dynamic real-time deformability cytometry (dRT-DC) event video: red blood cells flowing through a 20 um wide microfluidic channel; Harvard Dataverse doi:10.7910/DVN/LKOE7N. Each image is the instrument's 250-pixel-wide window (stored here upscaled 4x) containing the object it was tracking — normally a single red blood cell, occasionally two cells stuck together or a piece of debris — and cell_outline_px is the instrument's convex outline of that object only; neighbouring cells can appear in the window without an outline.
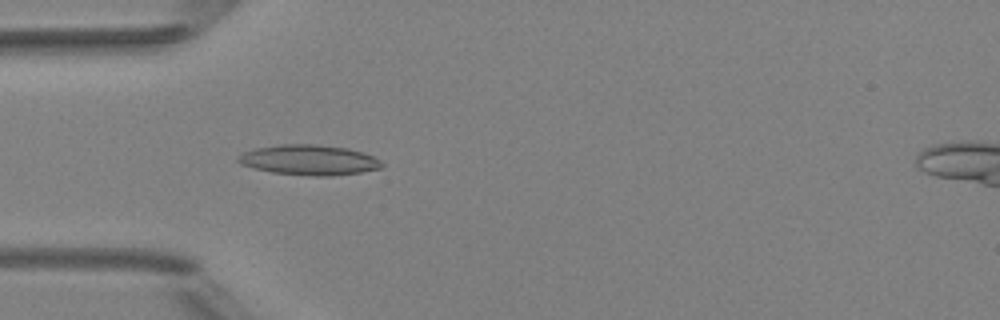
{"species": "Egyptian fruit bat (a non-hibernating species)", "species_latin": "Rousettus aegyptiacus", "temperature_condition": "room temperature", "stored_images_in_passage": 3, "camera_frame_rate_fps": 3000, "um_per_image_px": 0.085, "animal": {"sex": "female"}, "frame": {"image": 1, "passage_image": 3, "time_ms": 3.333, "image_size_px": [1000, 320], "cell_outline_px": [[384, 168], [360, 172], [332, 176], [312, 176], [272, 172], [252, 168], [240, 164], [236, 160], [236, 156], [244, 152], [256, 148], [280, 144], [316, 144], [348, 148], [372, 156], [380, 160], [384, 164]], "centroid_in_image_um": [26.26, 13.6], "position_along_channel_um": 58.7, "area_um2": 25.43}}